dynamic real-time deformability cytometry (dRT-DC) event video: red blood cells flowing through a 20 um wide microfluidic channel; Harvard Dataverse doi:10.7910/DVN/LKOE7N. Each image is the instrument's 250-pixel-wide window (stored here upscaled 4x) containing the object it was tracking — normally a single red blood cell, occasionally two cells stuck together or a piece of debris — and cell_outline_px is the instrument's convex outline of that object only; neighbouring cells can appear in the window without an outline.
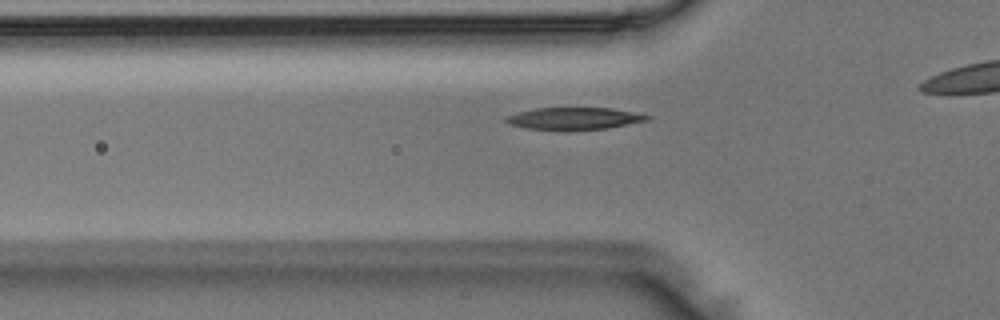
{"species": "Egyptian fruit bat (a non-hibernating species)", "species_latin": "Rousettus aegyptiacus", "temperature_condition": "room temperature", "stored_images_in_passage": 32, "camera_frame_rate_fps": 3000, "um_per_image_px": 0.085, "animal": {"sex": "male"}, "frame": {"image": 1, "passage_image": 8, "time_ms": 2.333, "image_size_px": [1000, 320], "cell_outline_px": [[652, 116], [648, 120], [608, 128], [528, 128], [508, 124], [504, 120], [504, 116], [536, 108], [612, 108]], "centroid_in_image_um": [48.8, 10.04], "position_along_channel_um": 77.0, "area_um2": 17.4}}
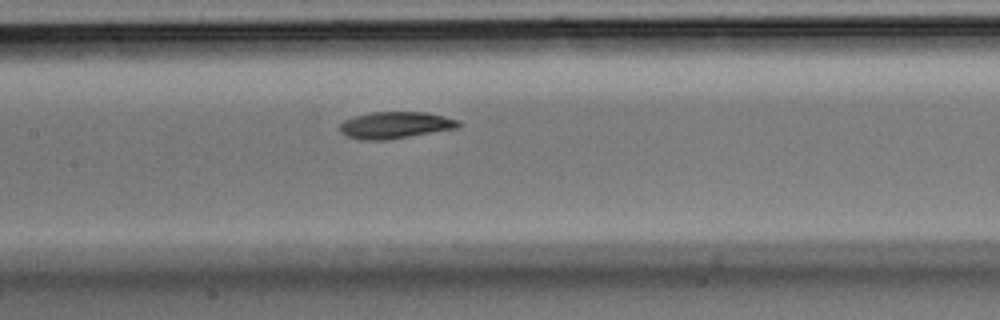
{"frame": {"image": 2, "passage_image": 15, "time_ms": 4.667, "image_size_px": [1000, 320], "cell_outline_px": [[464, 124], [460, 128], [388, 140], [364, 140], [348, 136], [340, 132], [340, 124], [344, 120], [356, 116], [372, 112], [424, 112], [444, 116], [460, 120]], "centroid_in_image_um": [33.68, 10.64], "position_along_channel_um": 173.7, "area_um2": 18.67}}
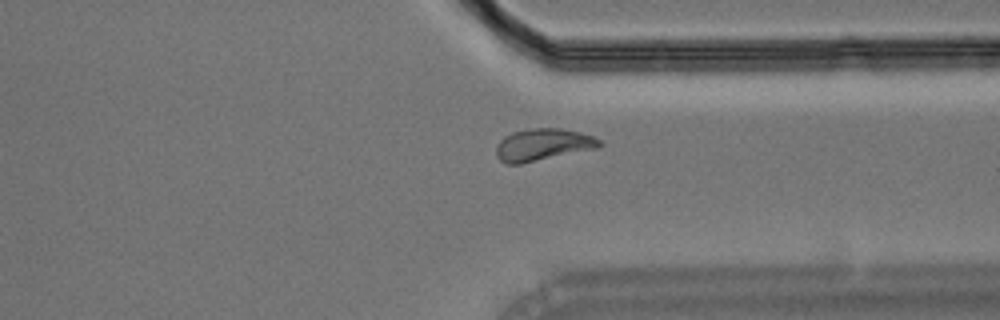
{"frame": {"image": 3, "passage_image": 29, "time_ms": 9.333, "image_size_px": [1000, 320], "cell_outline_px": [[604, 144], [600, 148], [520, 164], [504, 164], [496, 156], [496, 144], [504, 136], [512, 132], [532, 128], [560, 128], [580, 132], [592, 136], [600, 140]], "centroid_in_image_um": [46.15, 12.31], "position_along_channel_um": 365.2, "area_um2": 19.59}}